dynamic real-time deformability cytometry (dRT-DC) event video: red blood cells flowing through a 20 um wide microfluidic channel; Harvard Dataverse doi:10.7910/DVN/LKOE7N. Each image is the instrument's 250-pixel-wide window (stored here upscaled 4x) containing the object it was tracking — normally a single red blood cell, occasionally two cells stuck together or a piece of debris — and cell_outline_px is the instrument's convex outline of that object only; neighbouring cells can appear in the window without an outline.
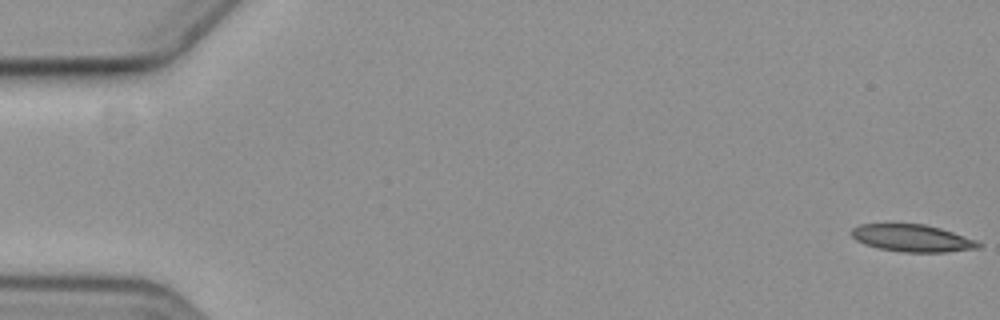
{"species": "common noctule bat (a hibernating species)", "species_latin": "Nyctalus noctula", "temperature_condition": "cold", "stored_images_in_passage": 5, "camera_frame_rate_fps": 3000, "um_per_image_px": 0.085, "animal": {"sex": "female", "body_mass_g": 19.3, "forearm_length_mm": 54.1}, "frame": {"image": 1, "passage_image": 1, "time_ms": 0.0, "image_size_px": [1000, 320], "cell_outline_px": [[984, 244], [980, 248], [948, 252], [900, 252], [876, 248], [864, 244], [856, 240], [852, 236], [852, 228], [860, 224], [924, 224], [940, 228], [976, 240]], "centroid_in_image_um": [77.56, 20.25], "position_along_channel_um": 7.4, "area_um2": 20.23}}
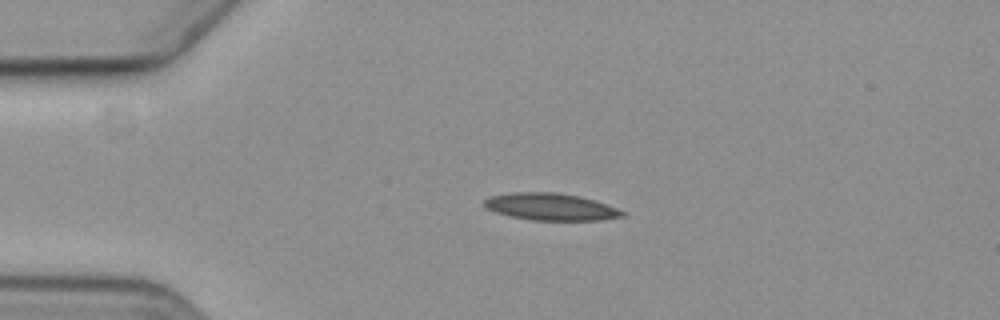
{"frame": {"image": 2, "passage_image": 4, "time_ms": 4.333, "image_size_px": [1000, 320], "cell_outline_px": [[628, 216], [604, 220], [532, 220], [512, 216], [496, 212], [484, 208], [484, 200], [492, 196], [512, 192], [556, 192], [576, 196], [592, 200], [628, 212]], "centroid_in_image_um": [46.84, 17.59], "position_along_channel_um": 38.2, "area_um2": 21.68}}